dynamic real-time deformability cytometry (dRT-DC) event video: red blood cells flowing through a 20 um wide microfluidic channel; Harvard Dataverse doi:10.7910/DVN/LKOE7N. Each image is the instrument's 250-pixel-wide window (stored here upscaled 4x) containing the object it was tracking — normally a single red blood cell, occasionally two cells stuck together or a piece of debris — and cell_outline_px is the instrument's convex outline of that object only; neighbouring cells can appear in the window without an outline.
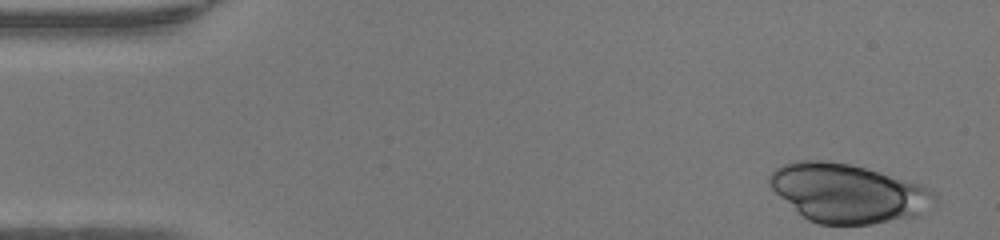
{"species": "human", "species_latin": "Homo sapiens", "temperature_condition": "warm", "stored_images_in_passage": 39, "camera_frame_rate_fps": 3000, "um_per_image_px": 0.085, "donor": {"sex": "female"}, "frame": {"image": 1, "passage_image": 1, "time_ms": 0.0, "image_size_px": [1000, 240], "cell_outline_px": [[936, 200], [916, 216], [872, 224], [820, 224], [808, 220], [780, 196], [768, 184], [768, 176], [776, 168], [784, 164], [796, 160], [824, 160], [848, 164], [880, 172], [920, 184], [932, 188], [936, 192]], "centroid_in_image_um": [72.07, 16.41], "position_along_channel_um": 12.9, "area_um2": 56.01}}
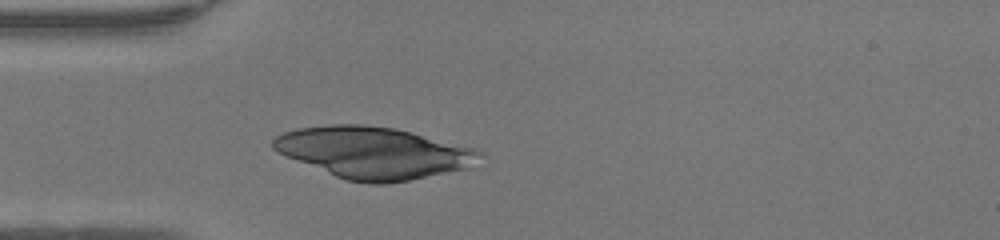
{"frame": {"image": 2, "passage_image": 12, "time_ms": 3.667, "image_size_px": [1000, 240], "cell_outline_px": [[484, 152], [472, 168], [408, 180], [384, 184], [368, 184], [348, 180], [336, 176], [288, 156], [272, 148], [272, 140], [276, 136], [284, 132], [296, 128], [332, 124], [364, 124], [396, 128], [476, 148]], "centroid_in_image_um": [31.82, 12.97], "position_along_channel_um": 53.2, "area_um2": 62.02}}
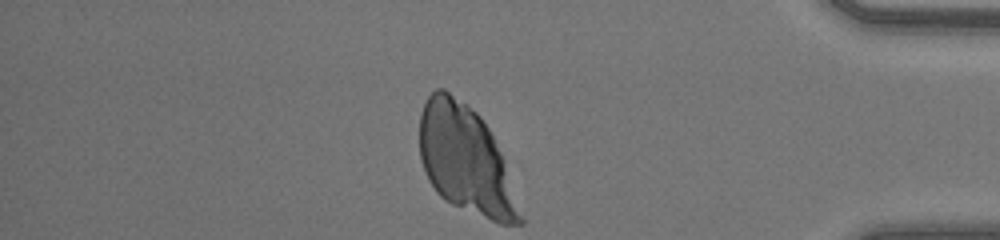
{"frame": {"image": 3, "passage_image": 39, "time_ms": 12.667, "image_size_px": [1000, 240], "cell_outline_px": [[524, 224], [500, 224], [452, 204], [444, 200], [436, 192], [428, 180], [420, 160], [420, 112], [428, 96], [436, 88], [444, 88], [468, 104], [480, 116], [488, 128], [504, 160], [524, 216]], "centroid_in_image_um": [39.58, 13.6], "position_along_channel_um": 395.6, "area_um2": 63.18}}